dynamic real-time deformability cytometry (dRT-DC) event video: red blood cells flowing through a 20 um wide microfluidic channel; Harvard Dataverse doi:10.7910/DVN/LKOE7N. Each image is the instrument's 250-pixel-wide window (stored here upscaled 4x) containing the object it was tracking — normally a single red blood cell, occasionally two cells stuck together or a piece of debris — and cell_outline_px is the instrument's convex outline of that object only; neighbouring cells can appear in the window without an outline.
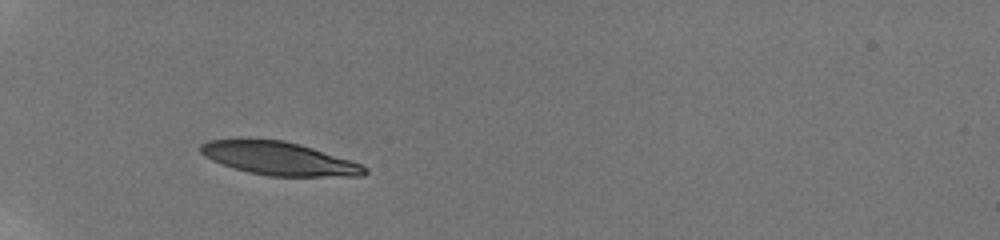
{"species": "human", "species_latin": "Homo sapiens", "temperature_condition": "room temperature", "stored_images_in_passage": 13, "camera_frame_rate_fps": 3000, "um_per_image_px": 0.085, "donor": {"sex": "male"}, "frame": {"image": 1, "passage_image": 1, "time_ms": 0.0, "image_size_px": [1000, 240], "cell_outline_px": [[368, 172], [364, 176], [268, 176], [248, 172], [212, 160], [204, 156], [200, 152], [200, 144], [208, 140], [284, 140], [300, 144], [360, 164], [368, 168]], "centroid_in_image_um": [23.73, 13.49], "position_along_channel_um": 61.3, "area_um2": 31.15}}
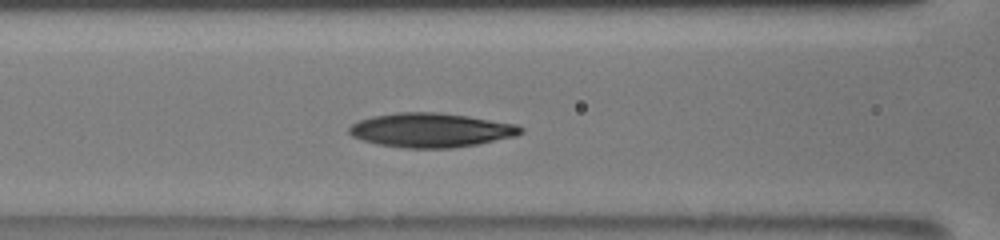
{"frame": {"image": 2, "passage_image": 6, "time_ms": 2.333, "image_size_px": [1000, 240], "cell_outline_px": [[524, 132], [516, 136], [480, 144], [452, 148], [404, 148], [376, 144], [360, 140], [352, 136], [348, 132], [348, 128], [352, 124], [360, 120], [372, 116], [396, 112], [436, 112], [468, 116], [516, 124], [524, 128]], "centroid_in_image_um": [36.63, 11.07], "position_along_channel_um": 130.0, "area_um2": 34.51}}
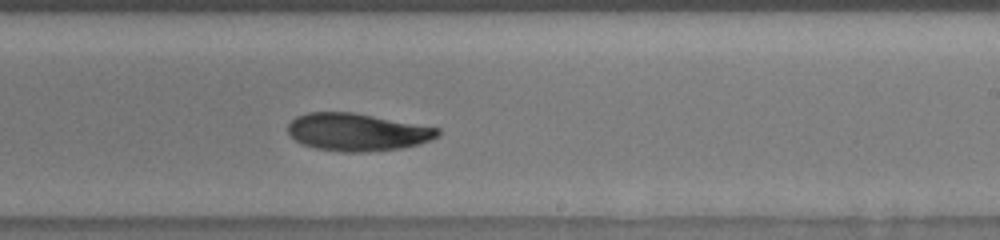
{"frame": {"image": 3, "passage_image": 13, "time_ms": 5.667, "image_size_px": [1000, 240], "cell_outline_px": [[440, 136], [432, 140], [420, 144], [400, 148], [364, 152], [344, 152], [316, 148], [304, 144], [296, 140], [288, 132], [288, 124], [296, 116], [308, 112], [352, 112], [440, 128]], "centroid_in_image_um": [30.39, 11.22], "position_along_channel_um": 258.6, "area_um2": 32.71}}